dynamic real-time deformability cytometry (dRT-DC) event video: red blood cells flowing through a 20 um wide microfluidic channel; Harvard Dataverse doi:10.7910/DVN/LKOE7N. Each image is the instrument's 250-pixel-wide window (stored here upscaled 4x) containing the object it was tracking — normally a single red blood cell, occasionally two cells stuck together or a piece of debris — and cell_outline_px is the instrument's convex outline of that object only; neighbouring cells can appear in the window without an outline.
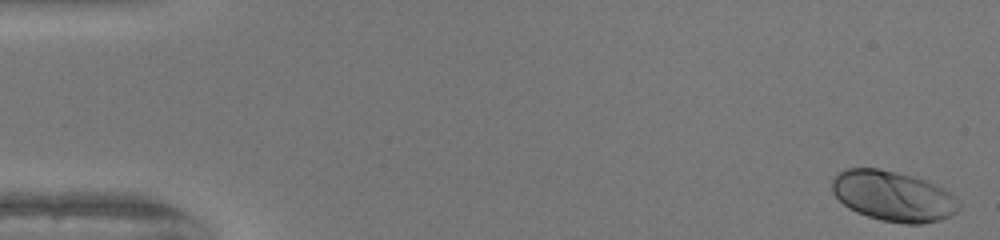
{"species": "human", "species_latin": "Homo sapiens", "temperature_condition": "warm", "stored_images_in_passage": 51, "camera_frame_rate_fps": 3000, "um_per_image_px": 0.085, "donor": {"sex": "female"}, "frame": {"image": 1, "passage_image": 1, "time_ms": 0.0, "image_size_px": [1000, 240], "cell_outline_px": [[960, 208], [956, 212], [940, 220], [920, 224], [904, 224], [880, 220], [856, 212], [848, 208], [832, 192], [832, 180], [840, 172], [848, 168], [880, 168], [912, 176], [924, 180], [948, 192], [960, 204]], "centroid_in_image_um": [75.89, 16.68], "position_along_channel_um": 9.1, "area_um2": 36.76}}
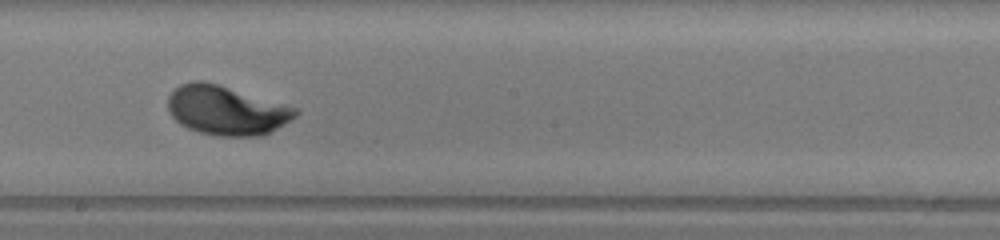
{"frame": {"image": 2, "passage_image": 29, "time_ms": 9.333, "image_size_px": [1000, 240], "cell_outline_px": [[300, 112], [296, 116], [264, 136], [220, 136], [200, 132], [188, 128], [180, 124], [168, 112], [168, 96], [180, 84], [192, 80], [200, 80], [216, 84], [300, 108]], "centroid_in_image_um": [19.25, 9.38], "position_along_channel_um": 228.9, "area_um2": 36.53}}
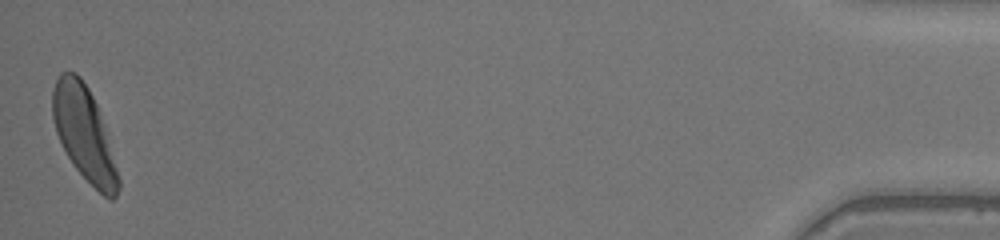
{"frame": {"image": 3, "passage_image": 51, "time_ms": 16.667, "image_size_px": [1000, 240], "cell_outline_px": [[120, 188], [116, 196], [112, 200], [108, 200], [72, 164], [56, 132], [52, 116], [52, 92], [56, 80], [60, 72], [76, 72], [80, 76], [88, 88], [96, 104], [104, 128], [120, 180]], "centroid_in_image_um": [7.13, 11.34], "position_along_channel_um": 428.1, "area_um2": 35.14}, "authors_computed_cell_mechanics": {"area_um2": 35.3158, "velocity_mm_per_s": 4.004, "shape_relaxation_time_tau1_ms": 2.2029, "shape_relaxation_time_tau2_ms": null, "deformation_change_tau1": 0.1534, "deformation_change_tau2": null}}